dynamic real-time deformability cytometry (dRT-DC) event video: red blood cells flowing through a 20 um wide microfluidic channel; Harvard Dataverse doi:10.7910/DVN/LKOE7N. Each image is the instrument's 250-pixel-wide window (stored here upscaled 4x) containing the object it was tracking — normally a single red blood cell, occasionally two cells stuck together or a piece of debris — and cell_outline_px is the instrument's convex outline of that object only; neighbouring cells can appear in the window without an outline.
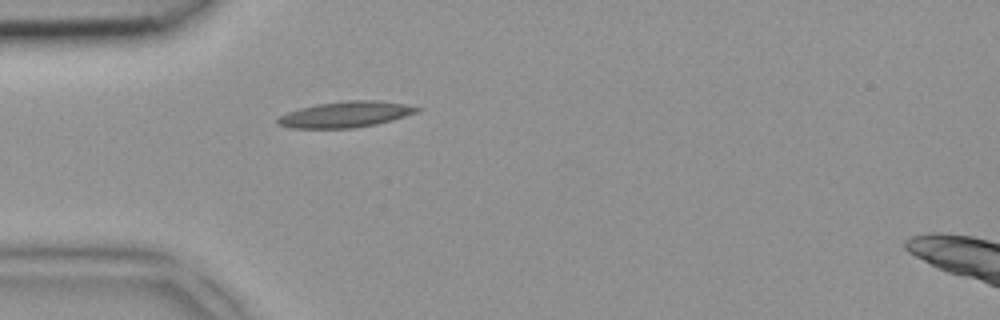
{"species": "common noctule bat (a hibernating species)", "species_latin": "Nyctalus noctula", "temperature_condition": "room temperature", "stored_images_in_passage": 5, "camera_frame_rate_fps": 3000, "um_per_image_px": 0.085, "animal": {"sex": "female", "body_mass_g": 18.4}, "frame": {"image": 1, "passage_image": 5, "time_ms": 1.333, "image_size_px": [1000, 320], "cell_outline_px": [[424, 108], [416, 112], [392, 120], [376, 124], [352, 128], [288, 128], [276, 124], [276, 120], [280, 116], [288, 112], [300, 108], [316, 104], [344, 100], [380, 100], [404, 104]], "centroid_in_image_um": [29.35, 9.72], "position_along_channel_um": 55.6, "area_um2": 21.1}}